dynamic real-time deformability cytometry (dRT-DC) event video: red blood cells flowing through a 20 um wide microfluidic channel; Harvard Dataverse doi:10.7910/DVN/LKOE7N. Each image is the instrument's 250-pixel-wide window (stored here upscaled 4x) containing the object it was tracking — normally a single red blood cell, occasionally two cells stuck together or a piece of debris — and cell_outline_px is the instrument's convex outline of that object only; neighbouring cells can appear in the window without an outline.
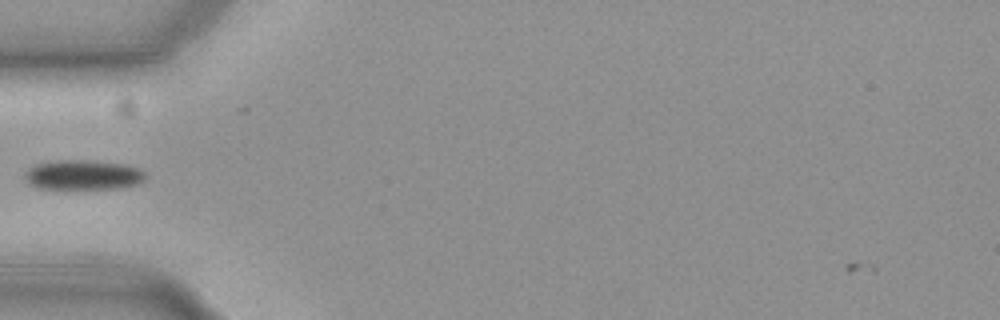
{"species": "common noctule bat (a hibernating species)", "species_latin": "Nyctalus noctula", "temperature_condition": "cold", "stored_images_in_passage": 42, "camera_frame_rate_fps": 3000, "um_per_image_px": 0.085, "animal": {"sex": "female", "body_mass_g": 19.3, "forearm_length_mm": 54.1}, "frame": {"image": 1, "passage_image": 5, "time_ms": 1.333, "image_size_px": [1000, 320], "cell_outline_px": [[144, 180], [136, 184], [116, 188], [36, 188], [28, 184], [24, 180], [24, 172], [36, 164], [60, 160], [80, 160], [124, 164], [136, 168], [144, 172]], "centroid_in_image_um": [6.99, 14.87], "position_along_channel_um": 78.0, "area_um2": 20.58}}
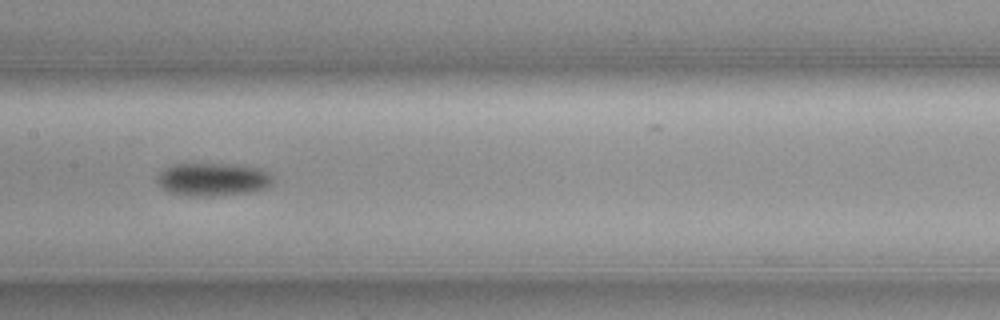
{"frame": {"image": 2, "passage_image": 14, "time_ms": 4.333, "image_size_px": [1000, 320], "cell_outline_px": [[272, 184], [264, 188], [252, 192], [212, 196], [188, 196], [168, 192], [156, 180], [156, 172], [172, 164], [188, 160], [236, 164], [260, 168], [268, 172], [272, 176]], "centroid_in_image_um": [18.02, 15.18], "position_along_channel_um": 189.4, "area_um2": 23.47}}
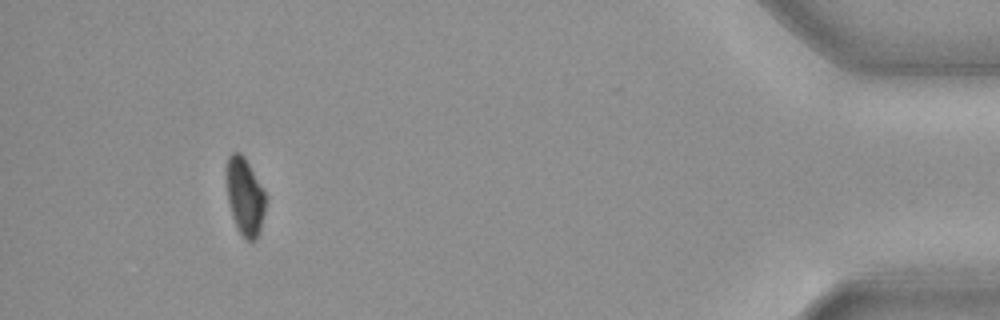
{"frame": {"image": 3, "passage_image": 38, "time_ms": 12.333, "image_size_px": [1000, 320], "cell_outline_px": [[268, 200], [260, 228], [256, 240], [248, 240], [240, 232], [232, 216], [228, 200], [228, 156], [232, 152], [240, 152], [244, 156], [264, 192]], "centroid_in_image_um": [20.85, 16.71], "position_along_channel_um": 414.4, "area_um2": 17.11}, "authors_computed_cell_mechanics": {"area_um2": 20.4034, "velocity_mm_per_s": 3.7075, "shape_relaxation_time_tau1_ms": 1.9574, "shape_relaxation_time_tau2_ms": null, "deformation_change_tau1": 0.0728, "deformation_change_tau2": null}}